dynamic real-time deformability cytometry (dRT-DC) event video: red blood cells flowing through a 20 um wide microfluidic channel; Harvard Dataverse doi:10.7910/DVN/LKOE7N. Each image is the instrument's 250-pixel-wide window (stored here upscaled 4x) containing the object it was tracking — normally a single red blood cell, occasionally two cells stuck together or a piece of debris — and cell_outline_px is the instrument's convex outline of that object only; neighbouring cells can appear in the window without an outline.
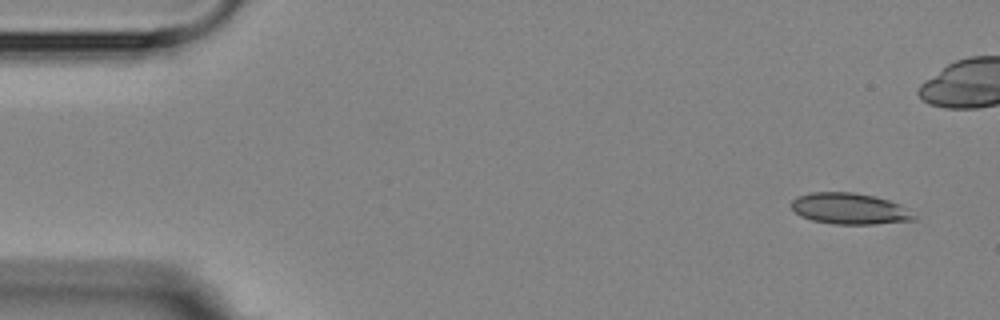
{"species": "Egyptian fruit bat (a non-hibernating species)", "species_latin": "Rousettus aegyptiacus", "temperature_condition": "room temperature", "stored_images_in_passage": 10, "camera_frame_rate_fps": 3000, "um_per_image_px": 0.085, "animal": {"sex": "female"}, "frame": {"image": 1, "passage_image": 1, "time_ms": 0.0, "image_size_px": [1000, 320], "cell_outline_px": [[916, 220], [876, 224], [832, 224], [812, 220], [800, 216], [792, 208], [792, 200], [796, 196], [812, 192], [852, 192], [872, 196], [888, 200], [900, 204], [916, 216]], "centroid_in_image_um": [72.21, 17.74], "position_along_channel_um": 12.8, "area_um2": 22.25}}
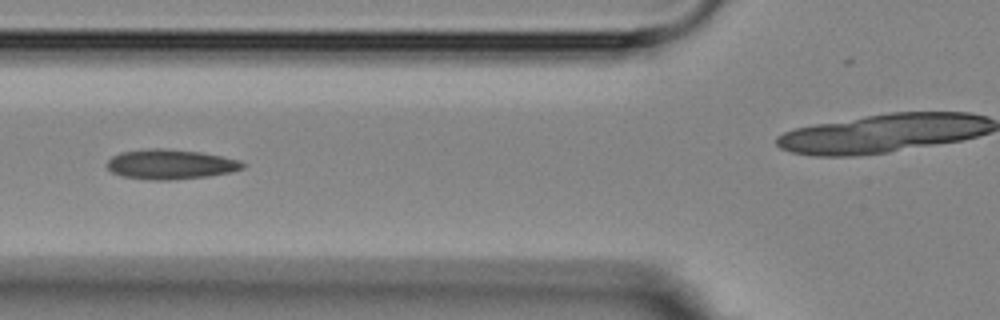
{"frame": {"image": 2, "passage_image": 6, "time_ms": 5.667, "image_size_px": [1000, 320], "cell_outline_px": [[248, 164], [244, 168], [232, 172], [208, 176], [168, 180], [152, 180], [120, 176], [112, 172], [104, 164], [112, 156], [120, 152], [148, 148], [164, 148], [200, 152], [240, 160]], "centroid_in_image_um": [14.48, 13.96], "position_along_channel_um": 111.3, "area_um2": 23.81}}
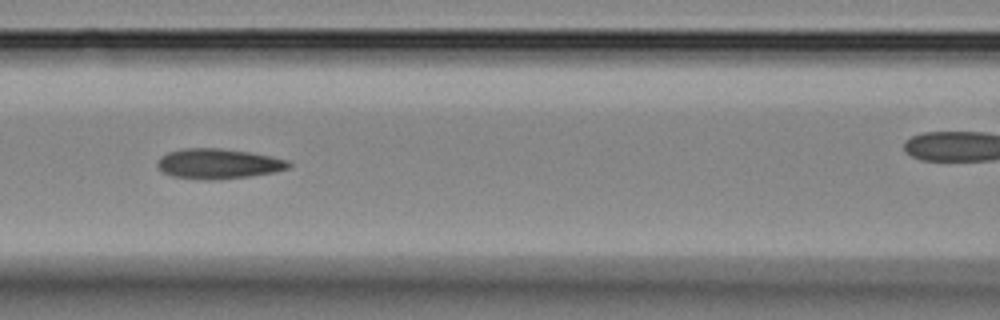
{"frame": {"image": 3, "passage_image": 7, "time_ms": 6.667, "image_size_px": [1000, 320], "cell_outline_px": [[292, 164], [288, 168], [276, 172], [220, 180], [208, 180], [172, 176], [164, 172], [156, 164], [160, 156], [168, 152], [184, 148], [220, 148], [252, 152], [272, 156], [288, 160]], "centroid_in_image_um": [18.58, 13.91], "position_along_channel_um": 148.0, "area_um2": 23.18}}